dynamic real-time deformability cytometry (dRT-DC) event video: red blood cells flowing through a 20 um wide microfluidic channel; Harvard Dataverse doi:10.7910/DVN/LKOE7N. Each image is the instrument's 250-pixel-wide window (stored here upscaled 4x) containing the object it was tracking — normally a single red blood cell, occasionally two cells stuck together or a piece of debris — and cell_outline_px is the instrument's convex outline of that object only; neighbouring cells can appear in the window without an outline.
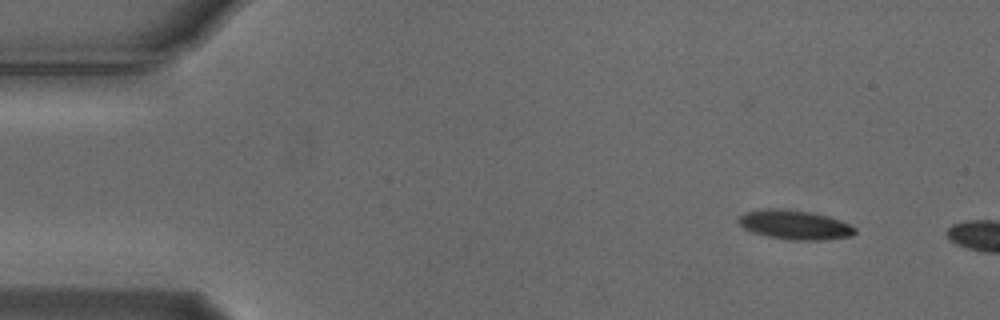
{"species": "Egyptian fruit bat (a non-hibernating species)", "species_latin": "Rousettus aegyptiacus", "temperature_condition": "cold", "stored_images_in_passage": 2, "camera_frame_rate_fps": 3000, "um_per_image_px": 0.085, "animal": {"sex": "male"}, "frame": {"image": 1, "passage_image": 1, "time_ms": 0.0, "image_size_px": [1000, 320], "cell_outline_px": [[856, 232], [852, 236], [824, 240], [788, 240], [768, 236], [752, 232], [744, 228], [736, 220], [744, 212], [768, 208], [776, 208], [812, 212], [828, 216], [840, 220], [856, 228]], "centroid_in_image_um": [67.55, 19.11], "position_along_channel_um": 17.5, "area_um2": 19.94}}